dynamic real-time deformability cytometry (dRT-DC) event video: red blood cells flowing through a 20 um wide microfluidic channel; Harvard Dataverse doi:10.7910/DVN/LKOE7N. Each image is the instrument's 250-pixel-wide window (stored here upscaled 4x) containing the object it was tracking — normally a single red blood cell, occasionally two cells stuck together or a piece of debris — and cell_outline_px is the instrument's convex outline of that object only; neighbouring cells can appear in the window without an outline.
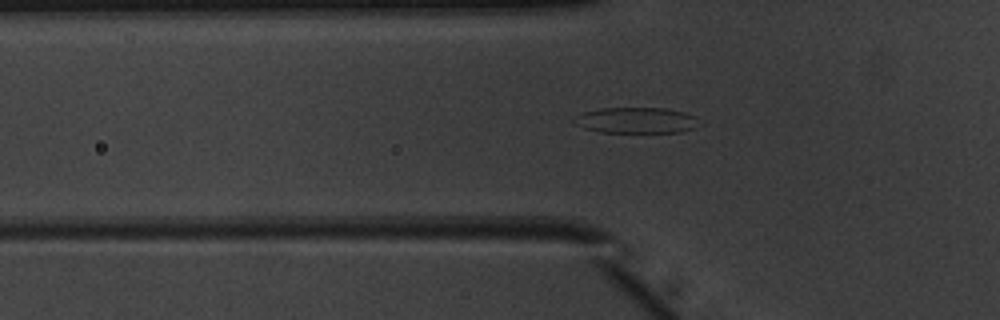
{"species": "common noctule bat (a hibernating species)", "species_latin": "Nyctalus noctula", "temperature_condition": "warm", "stored_images_in_passage": 40, "camera_frame_rate_fps": 3000, "um_per_image_px": 0.085, "animal": {"sex": "male", "body_mass_g": 20.1, "forearm_length_mm": 53.5}, "frame": {"image": 1, "passage_image": 12, "time_ms": 3.667, "image_size_px": [1000, 320], "cell_outline_px": [[704, 124], [696, 128], [680, 132], [600, 132], [584, 128], [572, 120], [576, 116], [584, 112], [600, 108], [664, 108], [684, 112], [696, 116], [704, 120]], "centroid_in_image_um": [54.21, 10.23], "position_along_channel_um": 71.6, "area_um2": 19.13}}
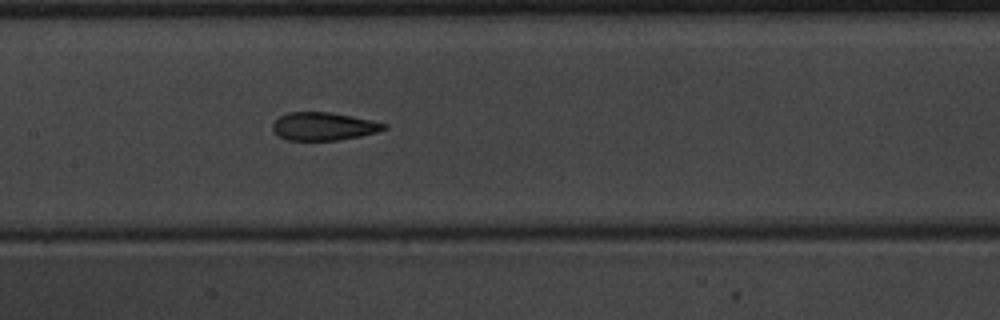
{"frame": {"image": 2, "passage_image": 20, "time_ms": 6.333, "image_size_px": [1000, 320], "cell_outline_px": [[388, 128], [376, 132], [360, 136], [336, 140], [288, 140], [280, 136], [272, 128], [272, 124], [280, 116], [288, 112], [328, 112], [352, 116], [372, 120], [388, 124]], "centroid_in_image_um": [27.53, 10.73], "position_along_channel_um": 179.9, "area_um2": 18.03}}
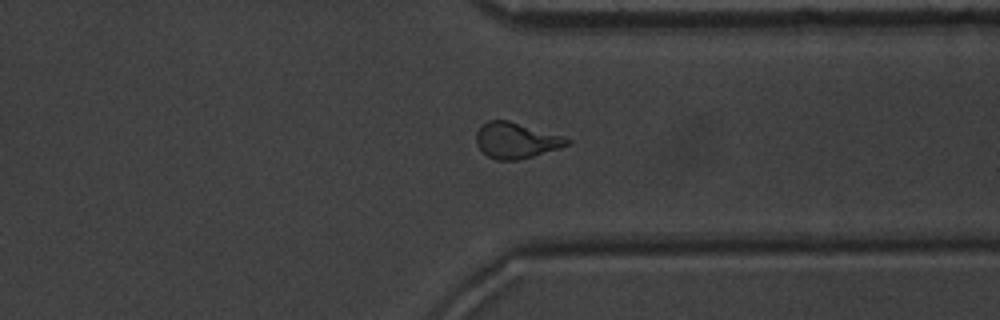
{"frame": {"image": 3, "passage_image": 34, "time_ms": 11.0, "image_size_px": [1000, 320], "cell_outline_px": [[572, 144], [560, 148], [520, 160], [496, 160], [488, 156], [476, 144], [476, 132], [488, 120], [508, 120], [564, 136], [572, 140]], "centroid_in_image_um": [43.91, 11.94], "position_along_channel_um": 367.5, "area_um2": 19.02}}